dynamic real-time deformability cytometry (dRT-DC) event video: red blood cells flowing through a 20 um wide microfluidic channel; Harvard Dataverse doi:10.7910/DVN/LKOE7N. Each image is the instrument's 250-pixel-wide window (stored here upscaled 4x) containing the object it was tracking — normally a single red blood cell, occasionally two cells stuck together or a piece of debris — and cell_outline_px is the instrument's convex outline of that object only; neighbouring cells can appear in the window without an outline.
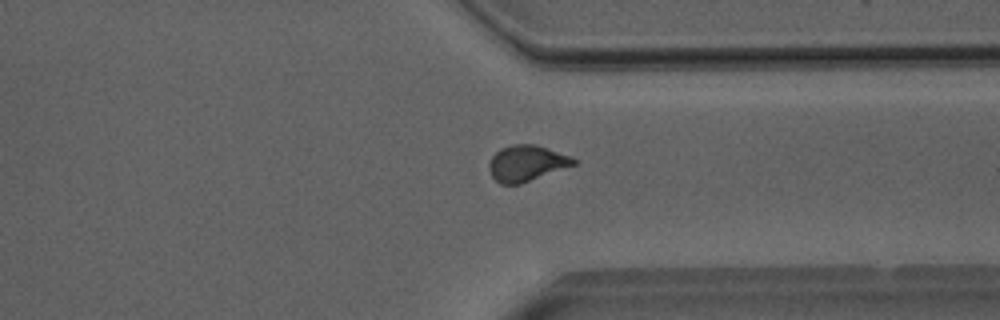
{"species": "Egyptian fruit bat (a non-hibernating species)", "species_latin": "Rousettus aegyptiacus", "temperature_condition": "room temperature", "stored_images_in_passage": 30, "camera_frame_rate_fps": 3000, "um_per_image_px": 0.085, "animal": {"sex": "male"}, "frame": {"image": 1, "passage_image": 29, "time_ms": 9.333, "image_size_px": [1000, 320], "cell_outline_px": [[576, 164], [520, 184], [500, 184], [492, 176], [488, 168], [488, 164], [492, 156], [500, 148], [512, 144], [536, 144], [572, 156], [576, 160]], "centroid_in_image_um": [44.75, 13.86], "position_along_channel_um": 366.7, "area_um2": 17.74}}